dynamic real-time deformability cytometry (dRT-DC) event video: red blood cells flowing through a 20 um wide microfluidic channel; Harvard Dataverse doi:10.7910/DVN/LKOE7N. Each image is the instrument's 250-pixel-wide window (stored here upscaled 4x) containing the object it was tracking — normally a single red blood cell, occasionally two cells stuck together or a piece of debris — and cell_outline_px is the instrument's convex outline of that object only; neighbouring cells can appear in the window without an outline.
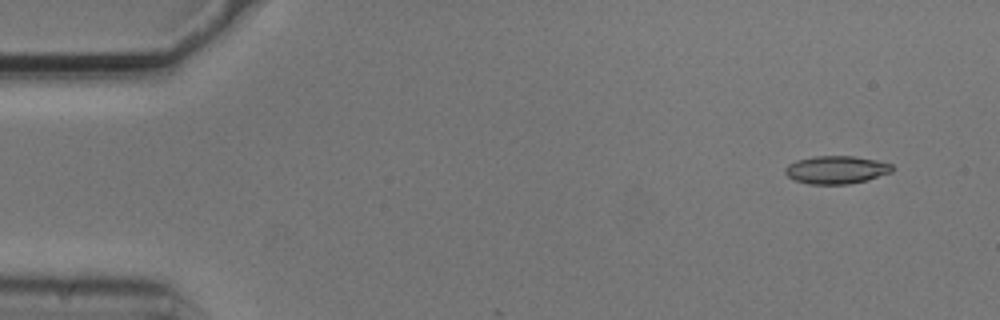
{"species": "common noctule bat (a hibernating species)", "species_latin": "Nyctalus noctula", "temperature_condition": "cold", "stored_images_in_passage": 6, "camera_frame_rate_fps": 3000, "um_per_image_px": 0.085, "animal": {"sex": "male", "body_mass_g": 20.5, "forearm_length_mm": 52.5}, "frame": {"image": 1, "passage_image": 1, "time_ms": 0.0, "image_size_px": [1000, 320], "cell_outline_px": [[892, 172], [868, 180], [848, 184], [808, 184], [796, 180], [788, 176], [784, 172], [784, 168], [788, 164], [796, 160], [812, 156], [852, 156], [876, 160], [892, 164]], "centroid_in_image_um": [71.07, 14.43], "position_along_channel_um": 13.9, "area_um2": 17.46}}
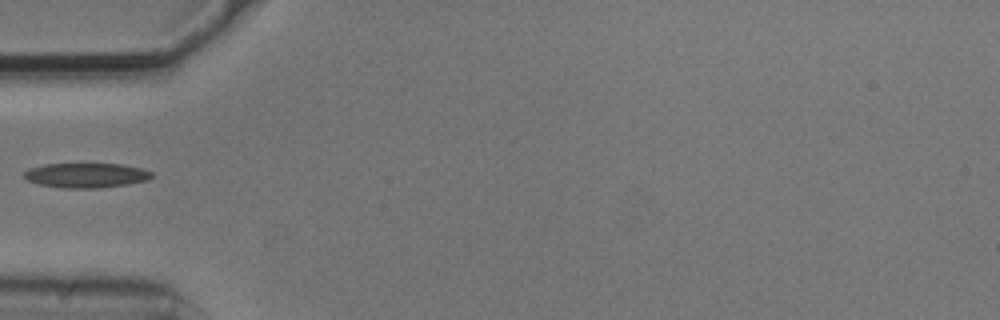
{"frame": {"image": 2, "passage_image": 5, "time_ms": 1.333, "image_size_px": [1000, 320], "cell_outline_px": [[152, 176], [148, 180], [124, 184], [96, 188], [60, 188], [40, 184], [28, 180], [24, 176], [24, 172], [28, 168], [44, 164], [124, 164], [140, 168], [152, 172]], "centroid_in_image_um": [7.3, 14.89], "position_along_channel_um": 77.7, "area_um2": 18.21}}
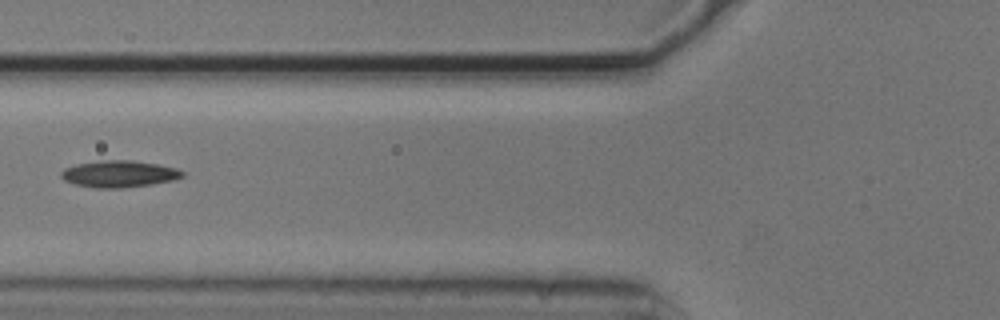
{"frame": {"image": 3, "passage_image": 6, "time_ms": 1.667, "image_size_px": [1000, 320], "cell_outline_px": [[184, 176], [172, 180], [152, 184], [124, 188], [96, 188], [76, 184], [64, 180], [60, 176], [60, 172], [64, 168], [76, 164], [104, 160], [132, 160], [156, 164], [176, 168], [184, 172]], "centroid_in_image_um": [10.1, 14.78], "position_along_channel_um": 115.7, "area_um2": 18.84}}